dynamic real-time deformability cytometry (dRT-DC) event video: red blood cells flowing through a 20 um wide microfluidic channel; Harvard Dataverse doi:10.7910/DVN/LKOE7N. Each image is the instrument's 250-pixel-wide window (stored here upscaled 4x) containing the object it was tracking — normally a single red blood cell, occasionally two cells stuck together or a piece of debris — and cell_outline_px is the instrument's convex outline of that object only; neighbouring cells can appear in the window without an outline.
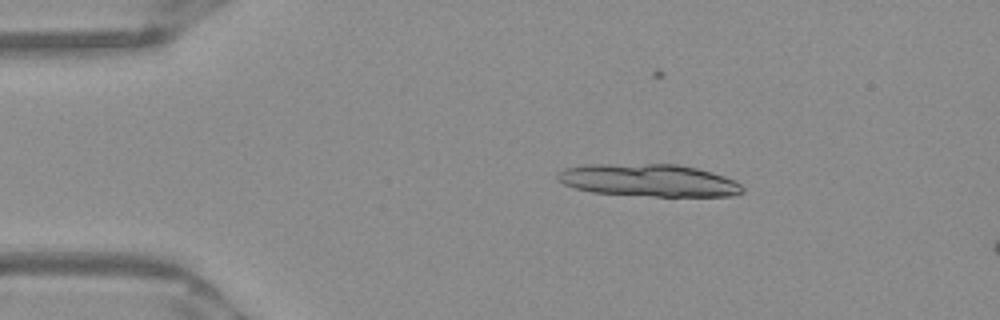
{"species": "Egyptian fruit bat (a non-hibernating species)", "species_latin": "Rousettus aegyptiacus", "temperature_condition": "warm", "stored_images_in_passage": 16, "camera_frame_rate_fps": 3000, "um_per_image_px": 0.085, "frame": {"image": 1, "passage_image": 10, "time_ms": 3.0, "image_size_px": [1000, 320], "cell_outline_px": [[744, 192], [736, 196], [656, 196], [592, 192], [576, 188], [564, 184], [556, 176], [556, 172], [564, 168], [584, 164], [680, 164], [712, 172], [736, 180], [744, 188]], "centroid_in_image_um": [55.17, 15.32], "position_along_channel_um": 29.8, "area_um2": 35.14}}